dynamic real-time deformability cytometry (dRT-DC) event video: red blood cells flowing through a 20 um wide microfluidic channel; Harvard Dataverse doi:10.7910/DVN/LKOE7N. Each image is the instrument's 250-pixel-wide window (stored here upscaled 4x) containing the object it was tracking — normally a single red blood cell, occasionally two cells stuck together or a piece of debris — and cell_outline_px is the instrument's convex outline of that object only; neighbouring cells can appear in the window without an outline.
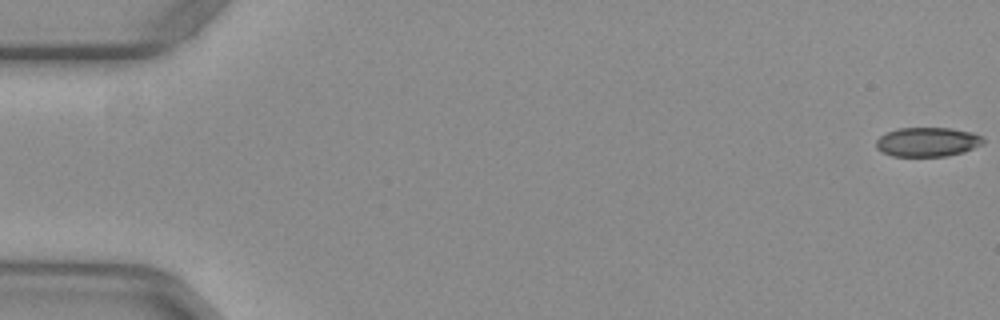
{"species": "common noctule bat (a hibernating species)", "species_latin": "Nyctalus noctula", "temperature_condition": "warm", "stored_images_in_passage": 53, "camera_frame_rate_fps": 3000, "um_per_image_px": 0.085, "animal": {"sex": "female", "body_mass_g": 29.2, "forearm_length_mm": 56.3}, "frame": {"image": 1, "passage_image": 1, "time_ms": 0.0, "image_size_px": [1000, 320], "cell_outline_px": [[984, 144], [964, 152], [944, 156], [892, 156], [880, 152], [876, 148], [876, 140], [880, 136], [896, 128], [952, 128], [972, 132], [984, 136]], "centroid_in_image_um": [78.85, 12.06], "position_along_channel_um": 6.1, "area_um2": 18.5}}
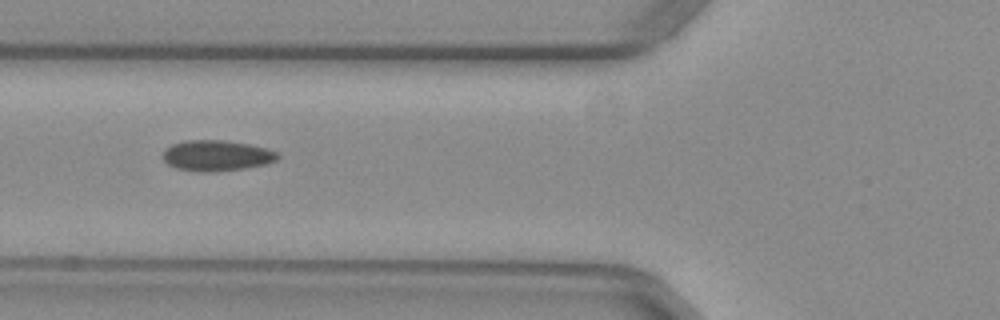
{"frame": {"image": 2, "passage_image": 21, "time_ms": 6.667, "image_size_px": [1000, 320], "cell_outline_px": [[280, 156], [276, 160], [268, 164], [244, 168], [216, 172], [200, 172], [176, 168], [168, 164], [164, 160], [164, 148], [172, 144], [184, 140], [224, 140], [248, 144], [268, 148], [280, 152]], "centroid_in_image_um": [18.45, 13.22], "position_along_channel_um": 107.4, "area_um2": 20.81}}
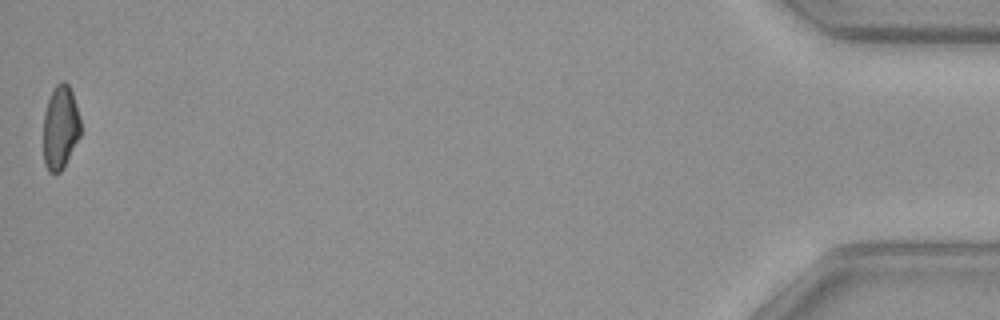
{"frame": {"image": 3, "passage_image": 53, "time_ms": 17.333, "image_size_px": [1000, 320], "cell_outline_px": [[80, 136], [64, 168], [60, 172], [48, 172], [44, 164], [44, 112], [48, 100], [56, 84], [60, 80], [64, 80], [68, 84], [72, 92], [80, 120]], "centroid_in_image_um": [5.13, 10.84], "position_along_channel_um": 430.1, "area_um2": 18.15}, "authors_computed_cell_mechanics": {"area_um2": 19.7676, "velocity_mm_per_s": 3.9687, "shape_relaxation_time_tau1_ms": null, "shape_relaxation_time_tau2_ms": 1.7837, "deformation_change_tau1": null, "deformation_change_tau2": 0.0778}}